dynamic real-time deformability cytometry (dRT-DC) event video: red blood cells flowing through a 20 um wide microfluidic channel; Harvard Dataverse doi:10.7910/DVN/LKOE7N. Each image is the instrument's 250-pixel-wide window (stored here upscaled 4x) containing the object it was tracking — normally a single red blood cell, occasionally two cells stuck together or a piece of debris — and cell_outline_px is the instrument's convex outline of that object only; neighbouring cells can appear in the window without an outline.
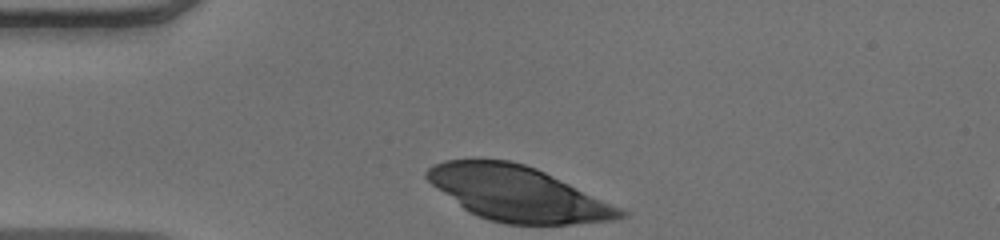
{"species": "human", "species_latin": "Homo sapiens", "temperature_condition": "warm", "stored_images_in_passage": 31, "camera_frame_rate_fps": 3000, "um_per_image_px": 0.085, "donor": {"sex": "male"}, "frame": {"image": 1, "passage_image": 1, "time_ms": 0.0, "image_size_px": [1000, 240], "cell_outline_px": [[628, 216], [612, 220], [572, 224], [504, 224], [488, 220], [476, 216], [468, 212], [436, 188], [424, 176], [424, 172], [428, 168], [444, 160], [508, 160], [524, 164], [536, 168], [620, 208], [628, 212]], "centroid_in_image_um": [43.97, 16.47], "position_along_channel_um": 41.0, "area_um2": 61.15}}